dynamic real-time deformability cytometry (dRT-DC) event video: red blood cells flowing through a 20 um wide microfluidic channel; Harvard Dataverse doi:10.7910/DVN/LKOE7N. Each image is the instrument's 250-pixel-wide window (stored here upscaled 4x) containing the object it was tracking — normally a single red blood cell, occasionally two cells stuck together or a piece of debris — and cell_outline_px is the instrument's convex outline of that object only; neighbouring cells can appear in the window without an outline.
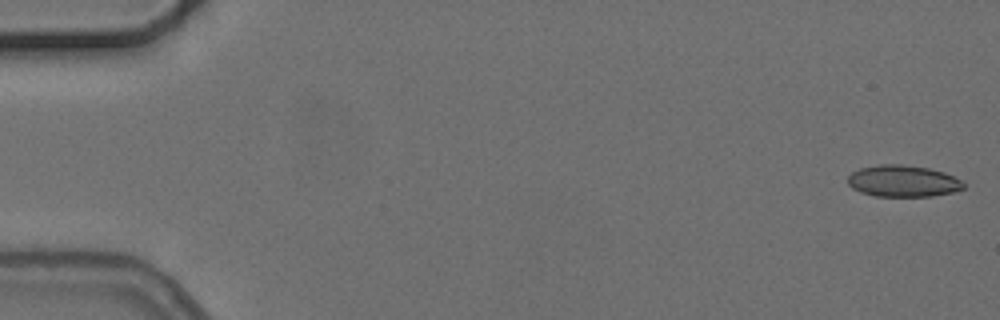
{"species": "common noctule bat (a hibernating species)", "species_latin": "Nyctalus noctula", "temperature_condition": "cold", "stored_images_in_passage": 5, "camera_frame_rate_fps": 3000, "um_per_image_px": 0.085, "animal": {"sex": "female", "body_mass_g": 24.6, "forearm_length_mm": 56.2}, "frame": {"image": 1, "passage_image": 1, "time_ms": 0.0, "image_size_px": [1000, 320], "cell_outline_px": [[964, 188], [952, 192], [932, 196], [876, 196], [860, 192], [852, 188], [848, 184], [848, 176], [852, 172], [860, 168], [880, 164], [900, 164], [928, 168], [944, 172], [960, 180], [964, 184]], "centroid_in_image_um": [76.72, 15.39], "position_along_channel_um": 8.3, "area_um2": 21.21}}
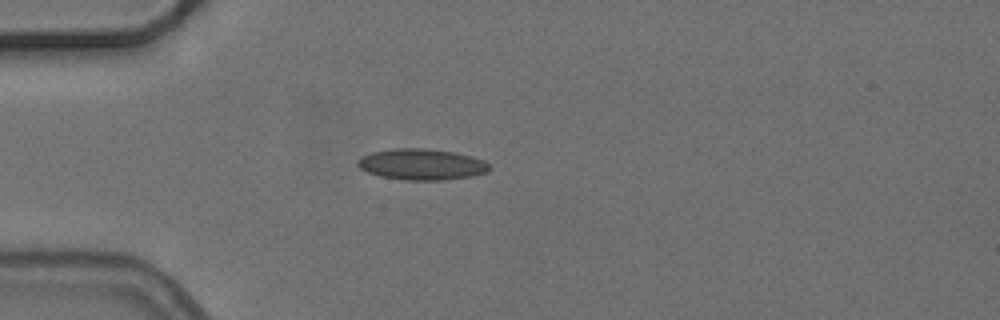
{"frame": {"image": 2, "passage_image": 5, "time_ms": 4.667, "image_size_px": [1000, 320], "cell_outline_px": [[492, 168], [488, 172], [472, 176], [444, 180], [404, 180], [380, 176], [368, 172], [360, 168], [356, 164], [356, 160], [372, 152], [392, 148], [424, 148], [456, 152], [472, 156], [484, 160]], "centroid_in_image_um": [35.87, 13.97], "position_along_channel_um": 49.1, "area_um2": 24.04}}